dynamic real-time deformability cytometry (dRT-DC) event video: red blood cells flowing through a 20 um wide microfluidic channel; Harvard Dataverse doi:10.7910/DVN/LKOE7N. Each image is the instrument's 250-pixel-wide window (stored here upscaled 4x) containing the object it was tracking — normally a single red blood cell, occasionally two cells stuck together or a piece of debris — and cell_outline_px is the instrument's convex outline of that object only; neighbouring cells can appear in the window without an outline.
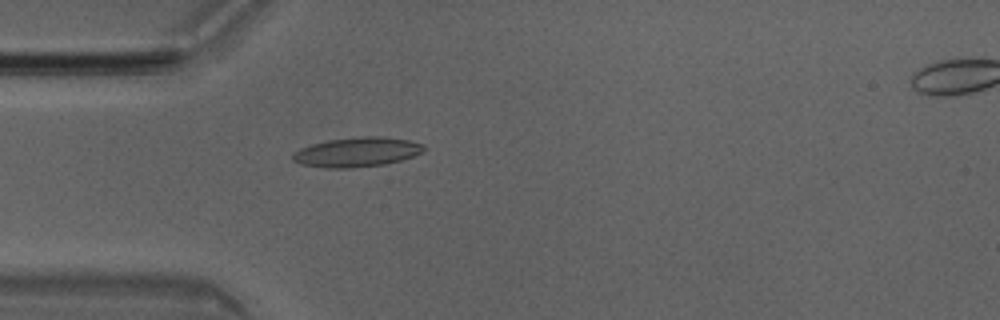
{"species": "Egyptian fruit bat (a non-hibernating species)", "species_latin": "Rousettus aegyptiacus", "temperature_condition": "room temperature", "stored_images_in_passage": 50, "camera_frame_rate_fps": 3000, "um_per_image_px": 0.085, "animal": {"sex": "male"}, "frame": {"image": 1, "passage_image": 14, "time_ms": 4.333, "image_size_px": [1000, 320], "cell_outline_px": [[428, 148], [424, 152], [400, 160], [384, 164], [348, 168], [328, 168], [300, 164], [292, 160], [292, 156], [300, 148], [312, 144], [328, 140], [360, 136], [380, 136], [408, 140], [424, 144]], "centroid_in_image_um": [30.37, 12.92], "position_along_channel_um": 54.6, "area_um2": 22.54}}
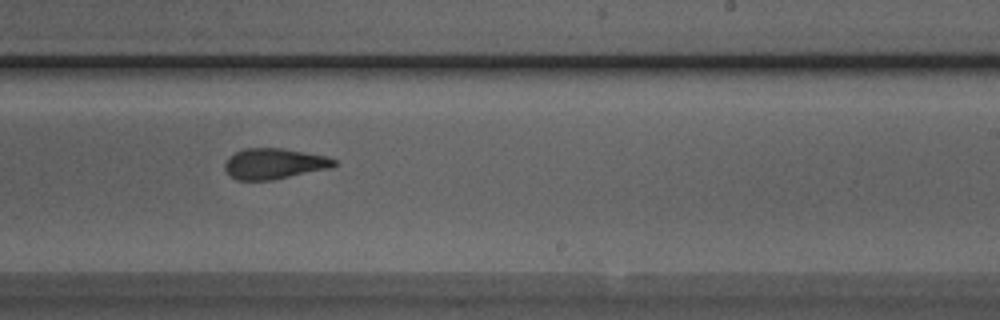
{"frame": {"image": 2, "passage_image": 30, "time_ms": 9.667, "image_size_px": [1000, 320], "cell_outline_px": [[336, 164], [332, 168], [272, 180], [236, 180], [224, 168], [224, 164], [236, 152], [244, 148], [284, 148], [328, 156], [336, 160]], "centroid_in_image_um": [23.36, 13.91], "position_along_channel_um": 265.6, "area_um2": 19.54}}
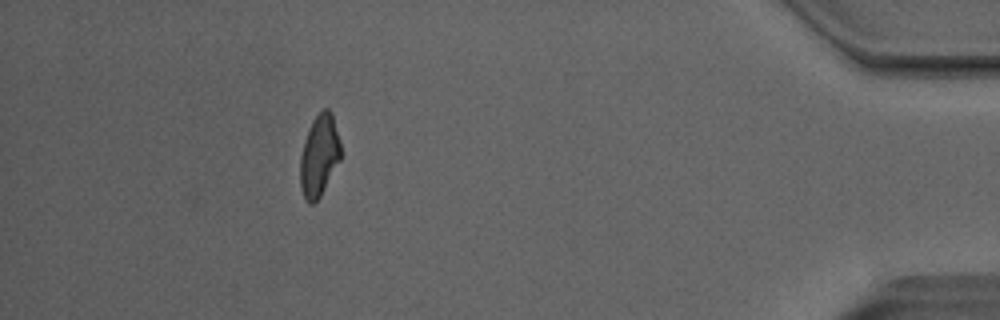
{"frame": {"image": 3, "passage_image": 45, "time_ms": 14.667, "image_size_px": [1000, 320], "cell_outline_px": [[340, 160], [320, 196], [312, 204], [308, 204], [304, 200], [300, 184], [300, 156], [304, 140], [308, 128], [312, 120], [324, 108], [328, 108], [332, 112], [340, 144]], "centroid_in_image_um": [27.11, 13.23], "position_along_channel_um": 408.1, "area_um2": 19.25}, "authors_computed_cell_mechanics": {"area_um2": 20.2011, "velocity_mm_per_s": 4.0496, "shape_relaxation_time_tau1_ms": 10.5546, "shape_relaxation_time_tau2_ms": 1.8947, "deformation_change_tau1": 0.2477, "deformation_change_tau2": 0.0976}}